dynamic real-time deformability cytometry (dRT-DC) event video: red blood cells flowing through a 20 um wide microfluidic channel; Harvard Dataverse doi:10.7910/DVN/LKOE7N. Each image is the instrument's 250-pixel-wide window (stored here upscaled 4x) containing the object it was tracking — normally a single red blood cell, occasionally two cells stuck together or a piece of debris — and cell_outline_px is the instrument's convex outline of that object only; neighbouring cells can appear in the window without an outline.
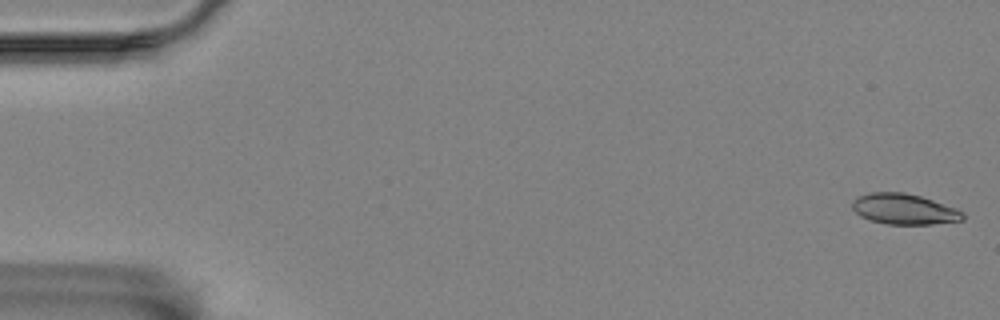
{"species": "Egyptian fruit bat (a non-hibernating species)", "species_latin": "Rousettus aegyptiacus", "temperature_condition": "room temperature", "stored_images_in_passage": 58, "camera_frame_rate_fps": 3000, "um_per_image_px": 0.085, "animal": {"sex": "female"}, "frame": {"image": 1, "passage_image": 1, "time_ms": 0.0, "image_size_px": [1000, 320], "cell_outline_px": [[964, 220], [932, 224], [888, 224], [872, 220], [860, 216], [852, 208], [852, 200], [856, 196], [872, 192], [904, 192], [920, 196], [956, 208], [964, 212]], "centroid_in_image_um": [76.84, 17.76], "position_along_channel_um": 8.2, "area_um2": 19.71}}